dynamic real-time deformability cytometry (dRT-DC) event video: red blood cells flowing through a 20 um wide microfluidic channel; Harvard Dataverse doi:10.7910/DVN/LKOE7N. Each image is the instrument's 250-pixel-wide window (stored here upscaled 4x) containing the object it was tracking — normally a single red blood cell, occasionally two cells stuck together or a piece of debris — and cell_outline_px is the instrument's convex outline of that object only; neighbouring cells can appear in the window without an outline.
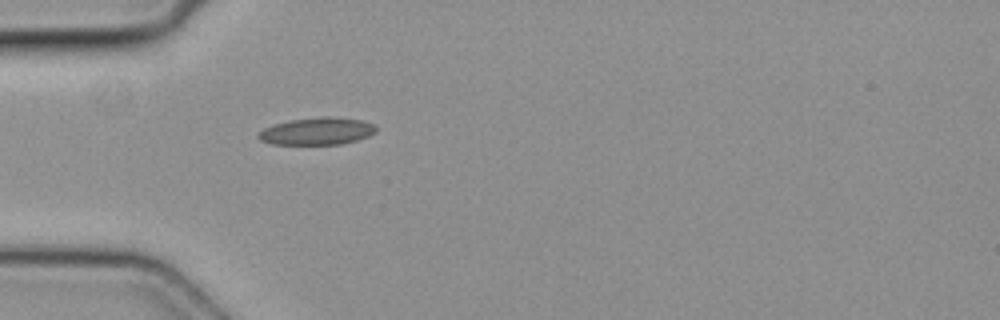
{"species": "common noctule bat (a hibernating species)", "species_latin": "Nyctalus noctula", "temperature_condition": "cold", "stored_images_in_passage": 3, "camera_frame_rate_fps": 3000, "um_per_image_px": 0.085, "animal": {"sex": "female", "body_mass_g": 19.3, "forearm_length_mm": 54.1}, "frame": {"image": 1, "passage_image": 3, "time_ms": 0.667, "image_size_px": [1000, 320], "cell_outline_px": [[376, 132], [368, 136], [356, 140], [340, 144], [272, 144], [260, 140], [256, 136], [264, 128], [288, 120], [324, 116], [328, 116], [360, 120], [372, 124], [376, 128]], "centroid_in_image_um": [26.93, 11.15], "position_along_channel_um": 58.1, "area_um2": 18.5}}